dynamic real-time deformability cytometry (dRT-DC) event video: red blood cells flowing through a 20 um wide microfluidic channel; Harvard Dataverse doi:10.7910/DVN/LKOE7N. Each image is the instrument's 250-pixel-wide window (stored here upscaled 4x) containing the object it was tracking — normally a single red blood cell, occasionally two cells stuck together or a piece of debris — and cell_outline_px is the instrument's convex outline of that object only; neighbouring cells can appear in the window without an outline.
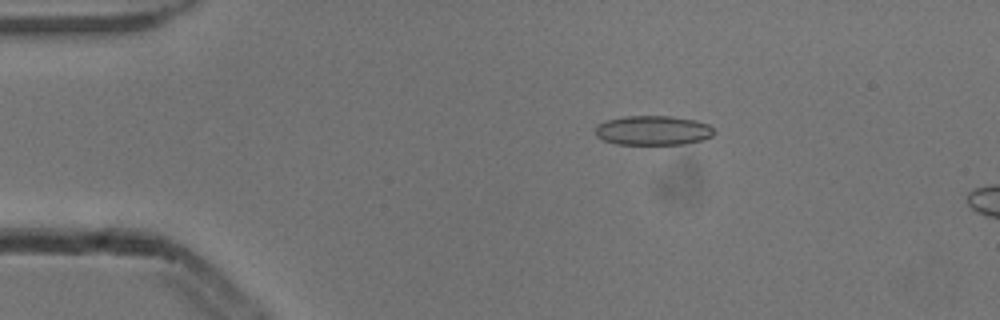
{"species": "common noctule bat (a hibernating species)", "species_latin": "Nyctalus noctula", "temperature_condition": "cold", "stored_images_in_passage": 5, "segment_of_instrument_passage": [1, 2], "camera_frame_rate_fps": 3000, "um_per_image_px": 0.085, "animal": {"sex": "male", "body_mass_g": 13.3}, "frame": {"image": 1, "passage_image": 3, "time_ms": 0.667, "image_size_px": [1000, 320], "cell_outline_px": [[716, 132], [712, 136], [704, 140], [684, 144], [616, 144], [604, 140], [596, 136], [596, 124], [604, 120], [624, 116], [672, 116], [696, 120], [708, 124]], "centroid_in_image_um": [55.51, 11.08], "position_along_channel_um": 29.5, "area_um2": 20.63}}